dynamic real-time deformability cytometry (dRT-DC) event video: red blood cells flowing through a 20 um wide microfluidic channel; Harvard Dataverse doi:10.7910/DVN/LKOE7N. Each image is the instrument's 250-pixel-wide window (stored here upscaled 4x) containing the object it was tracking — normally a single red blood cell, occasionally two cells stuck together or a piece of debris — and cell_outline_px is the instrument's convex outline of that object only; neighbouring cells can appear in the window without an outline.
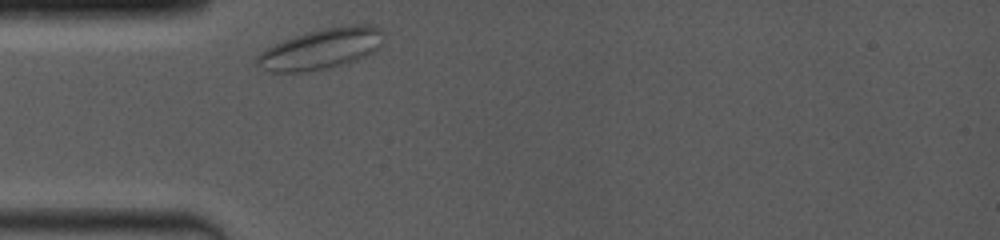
{"species": "common noctule bat (a hibernating species)", "species_latin": "Nyctalus noctula", "temperature_condition": "room temperature", "stored_images_in_passage": 41, "camera_frame_rate_fps": 4000, "um_per_image_px": 0.085, "animal": {"sex": "female", "body_mass_g": 19.0, "forearm_length_mm": 53.3}, "frame": {"image": 1, "passage_image": 1, "time_ms": 0.0, "image_size_px": [1000, 240], "cell_outline_px": [[380, 44], [372, 52], [356, 60], [332, 68], [308, 72], [268, 72], [256, 64], [256, 56], [264, 48], [272, 44], [308, 32], [324, 28], [348, 24], [368, 24], [380, 28]], "centroid_in_image_um": [27.22, 4.17], "position_along_channel_um": 57.8, "area_um2": 29.94}}
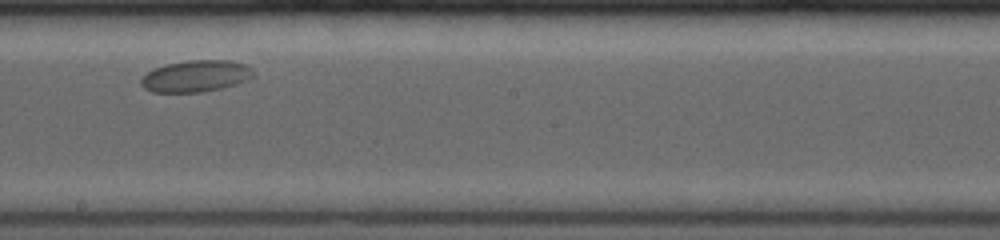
{"frame": {"image": 2, "passage_image": 21, "time_ms": 5.0, "image_size_px": [1000, 240], "cell_outline_px": [[256, 76], [248, 80], [236, 84], [220, 88], [200, 92], [152, 92], [144, 88], [140, 84], [140, 80], [148, 72], [156, 68], [168, 64], [188, 60], [228, 60], [244, 64], [252, 68]], "centroid_in_image_um": [16.68, 6.47], "position_along_channel_um": 231.5, "area_um2": 20.63}}
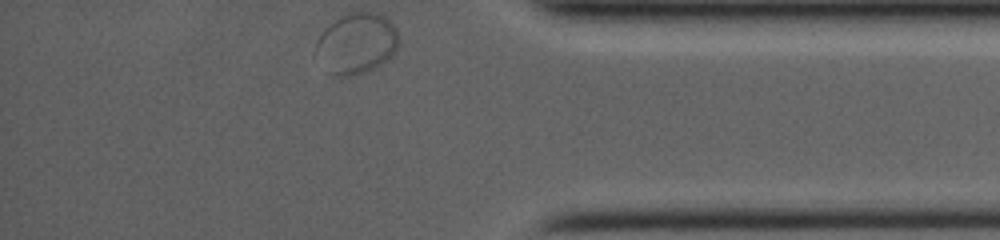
{"frame": {"image": 3, "passage_image": 41, "time_ms": 10.0, "image_size_px": [1000, 240], "cell_outline_px": [[400, 44], [392, 56], [380, 64], [364, 72], [344, 76], [336, 76], [328, 72], [316, 48], [316, 40], [324, 28], [340, 16], [348, 12], [376, 12], [384, 16], [396, 28]], "centroid_in_image_um": [30.33, 3.65], "position_along_channel_um": 404.9, "area_um2": 29.02}}